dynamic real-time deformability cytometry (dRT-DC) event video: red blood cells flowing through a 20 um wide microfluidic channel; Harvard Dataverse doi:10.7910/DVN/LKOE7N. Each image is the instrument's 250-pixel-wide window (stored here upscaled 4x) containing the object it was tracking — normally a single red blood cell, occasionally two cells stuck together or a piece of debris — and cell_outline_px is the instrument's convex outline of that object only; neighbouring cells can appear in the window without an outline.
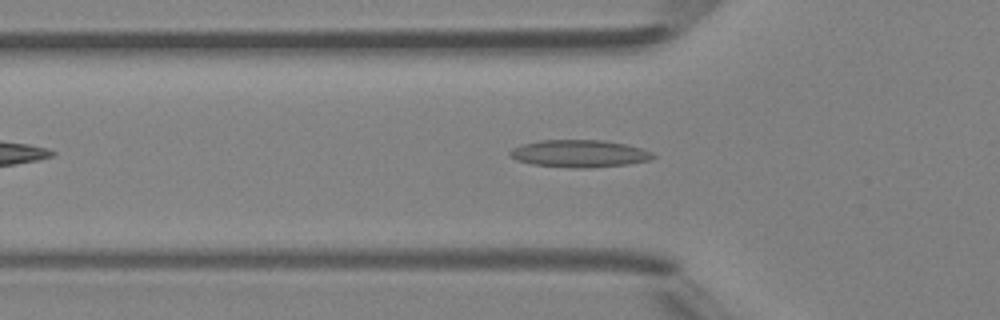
{"species": "Egyptian fruit bat (a non-hibernating species)", "species_latin": "Rousettus aegyptiacus", "temperature_condition": "room temperature", "stored_images_in_passage": 39, "camera_frame_rate_fps": 3000, "um_per_image_px": 0.085, "animal": {"sex": "female"}, "frame": {"image": 1, "passage_image": 7, "time_ms": 2.0, "image_size_px": [1000, 320], "cell_outline_px": [[656, 156], [648, 160], [628, 164], [588, 168], [572, 168], [532, 164], [516, 160], [508, 152], [512, 148], [520, 144], [540, 140], [604, 140], [624, 144], [640, 148], [652, 152]], "centroid_in_image_um": [49.21, 13.05], "position_along_channel_um": 76.6, "area_um2": 22.77}}
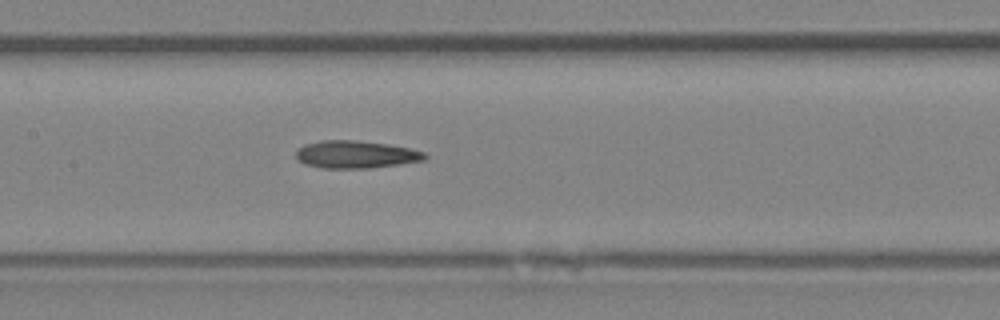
{"frame": {"image": 2, "passage_image": 14, "time_ms": 4.333, "image_size_px": [1000, 320], "cell_outline_px": [[428, 156], [424, 160], [368, 168], [320, 168], [304, 164], [296, 156], [296, 152], [304, 144], [320, 140], [352, 140], [388, 144], [408, 148], [424, 152]], "centroid_in_image_um": [30.21, 13.12], "position_along_channel_um": 177.2, "area_um2": 20.46}}
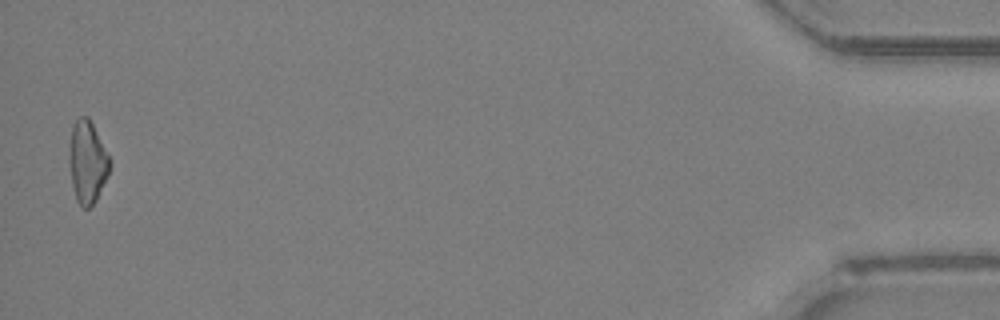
{"frame": {"image": 3, "passage_image": 38, "time_ms": 12.333, "image_size_px": [1000, 320], "cell_outline_px": [[112, 160], [108, 176], [96, 200], [88, 208], [84, 208], [76, 200], [72, 184], [68, 160], [68, 156], [72, 128], [76, 120], [80, 116], [88, 116]], "centroid_in_image_um": [7.44, 13.77], "position_along_channel_um": 427.8, "area_um2": 19.54}, "authors_computed_cell_mechanics": {"area_um2": 20.3456, "velocity_mm_per_s": 4.3092, "shape_relaxation_time_tau1_ms": null, "shape_relaxation_time_tau2_ms": 6.9133, "deformation_change_tau1": null, "deformation_change_tau2": 0.199}}